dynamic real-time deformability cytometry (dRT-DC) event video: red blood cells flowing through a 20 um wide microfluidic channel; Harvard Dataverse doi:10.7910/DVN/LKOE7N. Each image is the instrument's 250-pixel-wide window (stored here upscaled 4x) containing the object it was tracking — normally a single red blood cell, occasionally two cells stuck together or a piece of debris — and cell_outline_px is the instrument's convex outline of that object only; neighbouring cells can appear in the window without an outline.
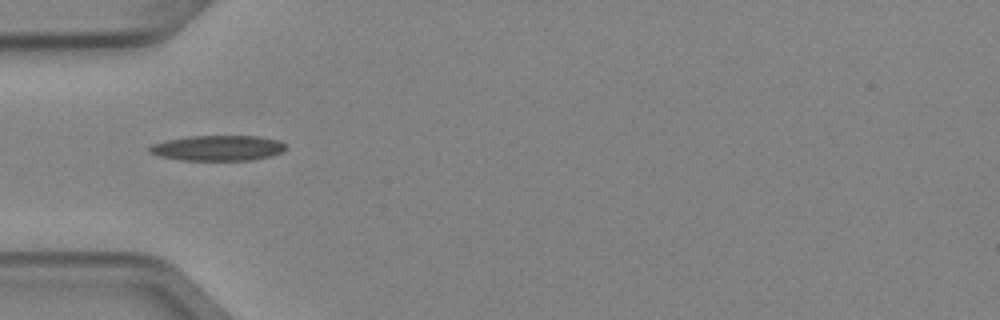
{"species": "Egyptian fruit bat (a non-hibernating species)", "species_latin": "Rousettus aegyptiacus", "temperature_condition": "cold", "stored_images_in_passage": 2, "camera_frame_rate_fps": 3000, "um_per_image_px": 0.085, "animal": {"sex": "female"}, "frame": {"image": 1, "passage_image": 2, "time_ms": 0.333, "image_size_px": [1000, 320], "cell_outline_px": [[284, 148], [280, 152], [272, 156], [252, 160], [180, 160], [160, 156], [148, 152], [148, 148], [152, 144], [168, 140], [188, 136], [260, 136], [280, 140], [284, 144]], "centroid_in_image_um": [18.51, 12.58], "position_along_channel_um": 66.5, "area_um2": 20.11}}